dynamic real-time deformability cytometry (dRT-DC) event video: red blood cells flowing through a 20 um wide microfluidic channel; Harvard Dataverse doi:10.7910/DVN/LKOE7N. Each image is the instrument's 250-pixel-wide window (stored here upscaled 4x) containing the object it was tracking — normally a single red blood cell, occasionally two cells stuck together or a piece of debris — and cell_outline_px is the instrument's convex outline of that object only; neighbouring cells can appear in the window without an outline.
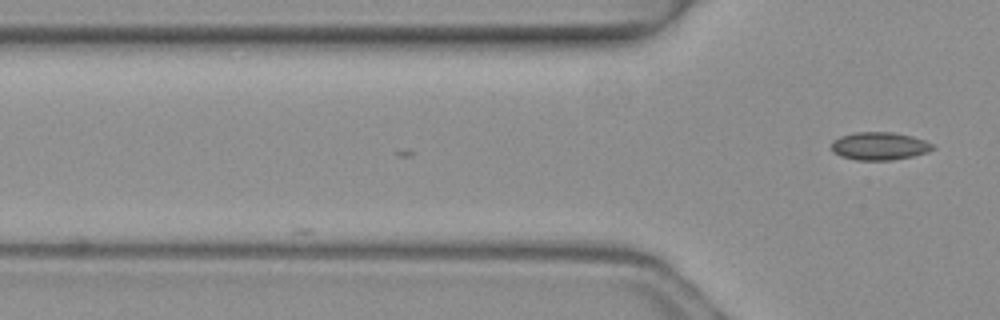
{"species": "common noctule bat (a hibernating species)", "species_latin": "Nyctalus noctula", "temperature_condition": "warm", "stored_images_in_passage": 3, "camera_frame_rate_fps": 3000, "um_per_image_px": 0.085, "animal": {"sex": "female", "body_mass_g": 19.3, "forearm_length_mm": 54.1}, "frame": {"image": 1, "passage_image": 3, "time_ms": 0.667, "image_size_px": [1000, 320], "cell_outline_px": [[936, 148], [928, 152], [912, 156], [892, 160], [856, 160], [840, 156], [832, 152], [832, 140], [840, 136], [856, 132], [892, 132], [912, 136], [924, 140], [932, 144]], "centroid_in_image_um": [74.74, 12.41], "position_along_channel_um": 51.1, "area_um2": 16.53}}